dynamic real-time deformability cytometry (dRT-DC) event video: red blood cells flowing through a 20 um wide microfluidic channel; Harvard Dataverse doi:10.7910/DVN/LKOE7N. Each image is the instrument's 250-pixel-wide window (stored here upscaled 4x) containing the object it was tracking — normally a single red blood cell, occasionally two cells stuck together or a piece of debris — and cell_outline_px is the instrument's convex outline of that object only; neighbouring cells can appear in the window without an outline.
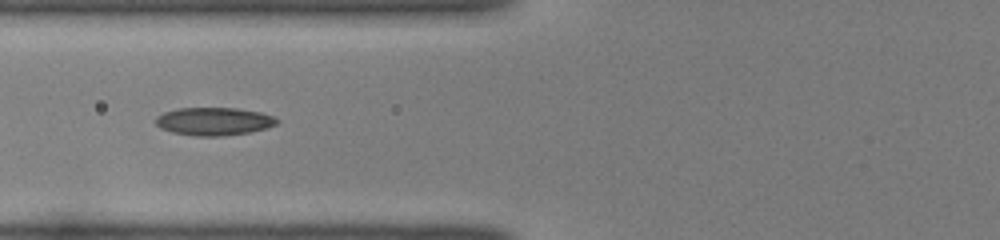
{"species": "common noctule bat (a hibernating species)", "species_latin": "Nyctalus noctula", "temperature_condition": "room temperature", "stored_images_in_passage": 41, "camera_frame_rate_fps": 3000, "um_per_image_px": 0.085, "animal": {"sex": "female", "body_mass_g": 22.0, "forearm_length_mm": 56.7}, "frame": {"image": 1, "passage_image": 13, "time_ms": 4.0, "image_size_px": [1000, 240], "cell_outline_px": [[280, 120], [276, 124], [268, 128], [252, 132], [224, 136], [196, 136], [172, 132], [160, 128], [156, 124], [156, 116], [164, 112], [176, 108], [236, 108], [260, 112], [272, 116]], "centroid_in_image_um": [18.19, 10.32], "position_along_channel_um": 107.6, "area_um2": 19.88}}
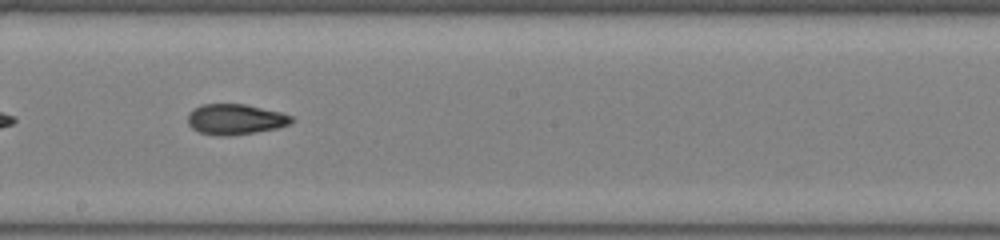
{"frame": {"image": 2, "passage_image": 22, "time_ms": 7.0, "image_size_px": [1000, 240], "cell_outline_px": [[296, 120], [288, 124], [276, 128], [256, 132], [228, 136], [216, 136], [200, 132], [192, 128], [188, 124], [188, 112], [192, 108], [200, 104], [244, 104], [280, 112], [292, 116]], "centroid_in_image_um": [19.97, 10.14], "position_along_channel_um": 228.2, "area_um2": 18.55}}
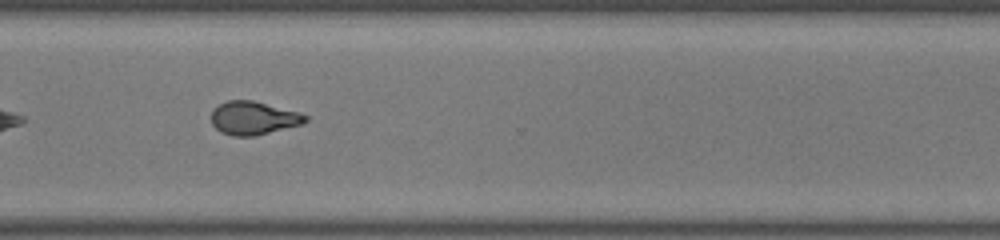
{"frame": {"image": 3, "passage_image": 31, "time_ms": 10.0, "image_size_px": [1000, 240], "cell_outline_px": [[308, 120], [304, 124], [256, 136], [232, 136], [220, 132], [212, 124], [212, 108], [228, 100], [252, 100], [296, 112], [308, 116]], "centroid_in_image_um": [21.53, 10.05], "position_along_channel_um": 349.1, "area_um2": 18.26}, "authors_computed_cell_mechanics": {"area_um2": 18.9006, "velocity_mm_per_s": 4.0315, "shape_relaxation_time_tau1_ms": null, "shape_relaxation_time_tau2_ms": 2.2509, "deformation_change_tau1": null, "deformation_change_tau2": 0.0768}}